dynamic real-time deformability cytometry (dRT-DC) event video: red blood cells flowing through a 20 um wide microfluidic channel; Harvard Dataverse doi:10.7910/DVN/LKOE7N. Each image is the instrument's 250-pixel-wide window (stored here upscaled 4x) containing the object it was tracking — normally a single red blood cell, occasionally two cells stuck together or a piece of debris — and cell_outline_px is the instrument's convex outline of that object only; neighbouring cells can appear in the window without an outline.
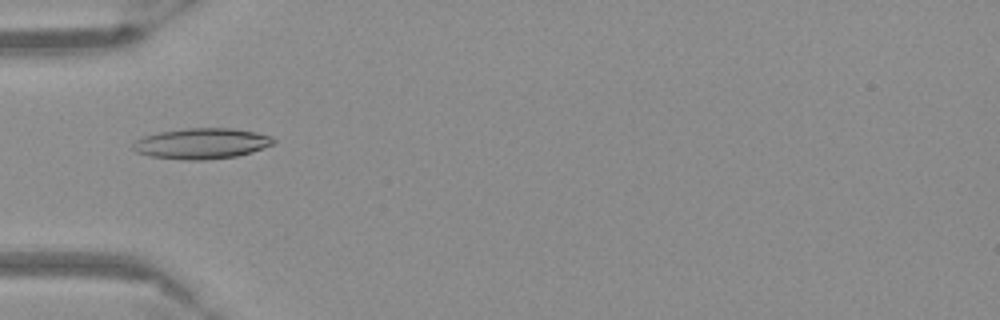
{"species": "Egyptian fruit bat (a non-hibernating species)", "species_latin": "Rousettus aegyptiacus", "temperature_condition": "warm", "stored_images_in_passage": 42, "camera_frame_rate_fps": 3000, "um_per_image_px": 0.085, "frame": {"image": 1, "passage_image": 6, "time_ms": 1.667, "image_size_px": [1000, 320], "cell_outline_px": [[276, 140], [272, 144], [252, 152], [236, 156], [204, 160], [184, 160], [148, 156], [136, 152], [132, 148], [132, 144], [136, 140], [144, 136], [160, 132], [184, 128], [232, 128], [256, 132], [272, 136]], "centroid_in_image_um": [17.12, 12.2], "position_along_channel_um": 67.9, "area_um2": 25.2}}
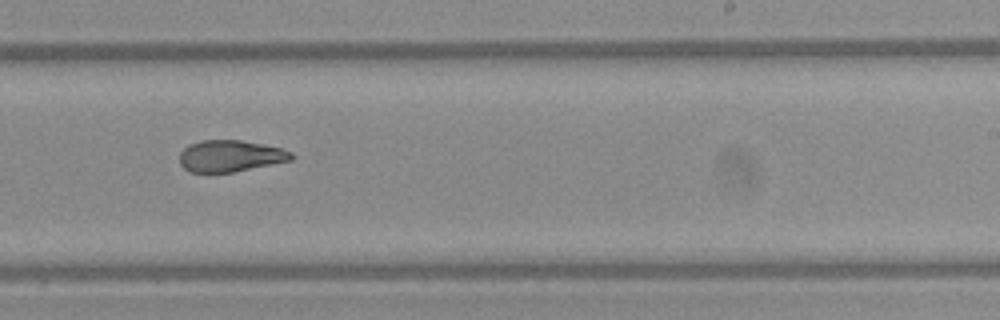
{"frame": {"image": 2, "passage_image": 22, "time_ms": 7.0, "image_size_px": [1000, 320], "cell_outline_px": [[292, 160], [232, 172], [188, 172], [180, 164], [180, 152], [188, 144], [200, 140], [240, 140], [280, 148], [292, 152]], "centroid_in_image_um": [19.52, 13.25], "position_along_channel_um": 269.5, "area_um2": 20.4}}
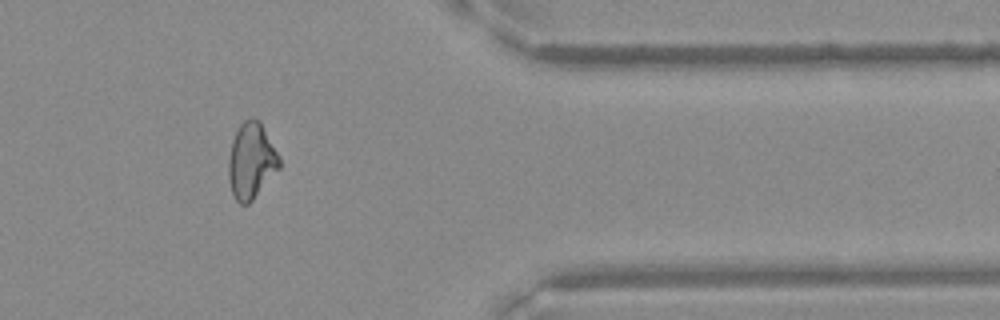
{"frame": {"image": 3, "passage_image": 33, "time_ms": 10.667, "image_size_px": [1000, 320], "cell_outline_px": [[280, 168], [252, 200], [248, 204], [240, 204], [236, 200], [232, 192], [228, 180], [228, 160], [232, 140], [240, 124], [244, 120], [252, 116], [260, 120], [280, 156]], "centroid_in_image_um": [21.36, 13.64], "position_along_channel_um": 390.0, "area_um2": 22.66}}